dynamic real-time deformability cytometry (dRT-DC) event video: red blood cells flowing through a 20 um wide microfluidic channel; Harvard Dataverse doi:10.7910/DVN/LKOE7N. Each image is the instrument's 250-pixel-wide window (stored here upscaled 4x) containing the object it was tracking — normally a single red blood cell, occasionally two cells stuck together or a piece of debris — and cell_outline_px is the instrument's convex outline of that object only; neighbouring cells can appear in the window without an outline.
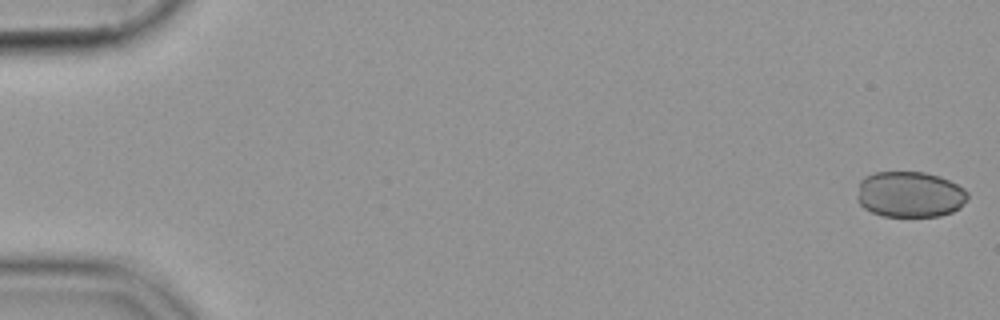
{"species": "common noctule bat (a hibernating species)", "species_latin": "Nyctalus noctula", "temperature_condition": "cold", "stored_images_in_passage": 55, "camera_frame_rate_fps": 3000, "um_per_image_px": 0.085, "animal": {"sex": "female", "body_mass_g": 19.9}, "frame": {"image": 1, "passage_image": 1, "time_ms": 0.0, "image_size_px": [1000, 320], "cell_outline_px": [[968, 200], [960, 208], [952, 212], [940, 216], [884, 216], [872, 212], [864, 208], [856, 200], [856, 196], [860, 180], [864, 176], [876, 172], [924, 172], [940, 176], [964, 188], [968, 192]], "centroid_in_image_um": [77.33, 16.52], "position_along_channel_um": 7.7, "area_um2": 29.88}}
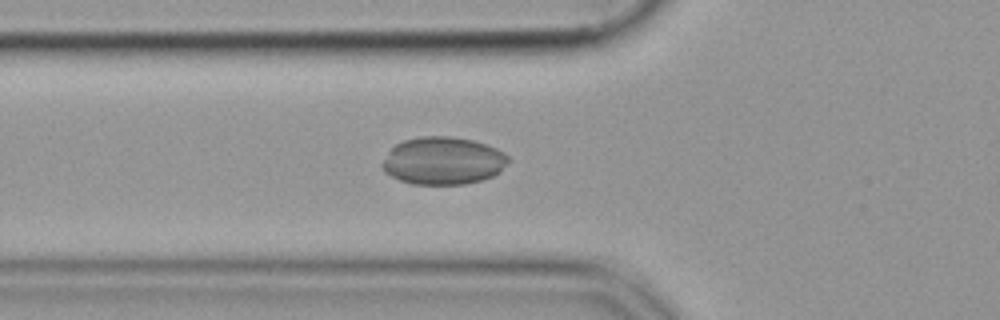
{"frame": {"image": 2, "passage_image": 20, "time_ms": 6.333, "image_size_px": [1000, 320], "cell_outline_px": [[508, 164], [500, 172], [492, 176], [480, 180], [464, 184], [412, 184], [400, 180], [384, 172], [380, 164], [388, 152], [396, 144], [404, 140], [420, 136], [452, 136], [472, 140], [496, 148], [504, 152], [508, 156]], "centroid_in_image_um": [37.65, 13.66], "position_along_channel_um": 88.1, "area_um2": 35.03}}
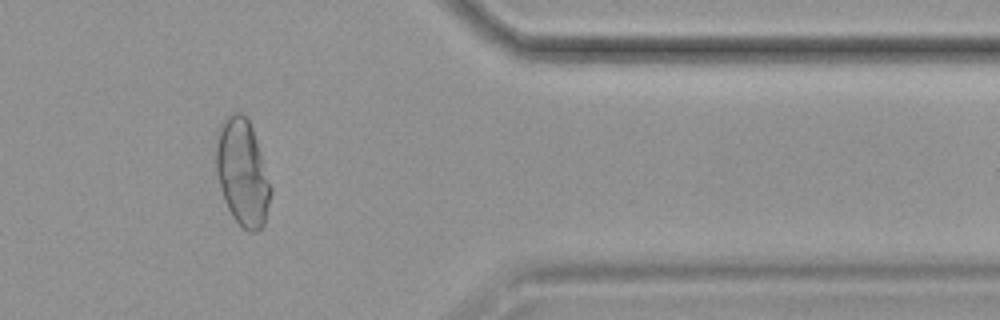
{"frame": {"image": 3, "passage_image": 46, "time_ms": 15.0, "image_size_px": [1000, 320], "cell_outline_px": [[272, 192], [264, 224], [256, 232], [248, 232], [232, 216], [224, 200], [220, 188], [216, 172], [216, 148], [220, 124], [228, 116], [236, 112], [240, 112], [248, 120], [252, 128], [272, 188]], "centroid_in_image_um": [20.6, 14.7], "position_along_channel_um": 390.8, "area_um2": 33.52}}